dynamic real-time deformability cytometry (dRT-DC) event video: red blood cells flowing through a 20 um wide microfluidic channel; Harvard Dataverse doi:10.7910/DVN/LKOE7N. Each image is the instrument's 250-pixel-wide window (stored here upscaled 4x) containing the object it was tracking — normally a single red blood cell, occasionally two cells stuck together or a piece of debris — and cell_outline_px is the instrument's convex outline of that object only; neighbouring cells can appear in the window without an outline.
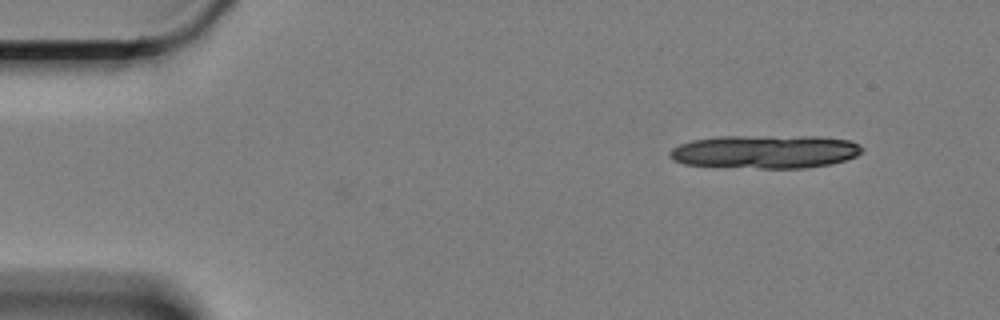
{"species": "Egyptian fruit bat (a non-hibernating species)", "species_latin": "Rousettus aegyptiacus", "temperature_condition": "cold", "stored_images_in_passage": 4, "camera_frame_rate_fps": 3000, "um_per_image_px": 0.085, "animal": {"sex": "female"}, "frame": {"image": 1, "passage_image": 4, "time_ms": 1.0, "image_size_px": [1000, 320], "cell_outline_px": [[864, 148], [856, 156], [832, 164], [804, 168], [760, 168], [684, 164], [672, 160], [668, 156], [668, 152], [672, 148], [680, 144], [692, 140], [720, 136], [816, 136], [848, 140], [860, 144]], "centroid_in_image_um": [65.04, 12.88], "position_along_channel_um": 20.0, "area_um2": 37.51}}